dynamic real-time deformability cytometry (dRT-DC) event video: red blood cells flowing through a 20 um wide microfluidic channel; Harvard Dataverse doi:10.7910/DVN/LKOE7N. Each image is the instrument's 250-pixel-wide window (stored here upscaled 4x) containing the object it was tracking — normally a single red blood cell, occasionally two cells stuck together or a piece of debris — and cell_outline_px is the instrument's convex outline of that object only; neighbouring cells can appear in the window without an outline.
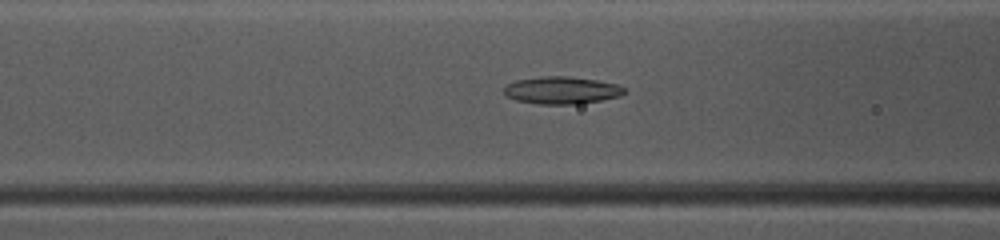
{"species": "common noctule bat (a hibernating species)", "species_latin": "Nyctalus noctula", "temperature_condition": "warm", "stored_images_in_passage": 35, "camera_frame_rate_fps": 3000, "um_per_image_px": 0.085, "animal": {"sex": "female", "body_mass_g": 10.0, "forearm_length_mm": 53.1}, "frame": {"image": 1, "passage_image": 6, "time_ms": 1.667, "image_size_px": [1000, 240], "cell_outline_px": [[628, 92], [620, 96], [580, 104], [536, 104], [516, 100], [508, 96], [504, 92], [504, 88], [508, 84], [516, 80], [540, 76], [568, 76], [596, 80], [616, 84], [624, 88]], "centroid_in_image_um": [47.75, 7.67], "position_along_channel_um": 118.8, "area_um2": 19.19}}
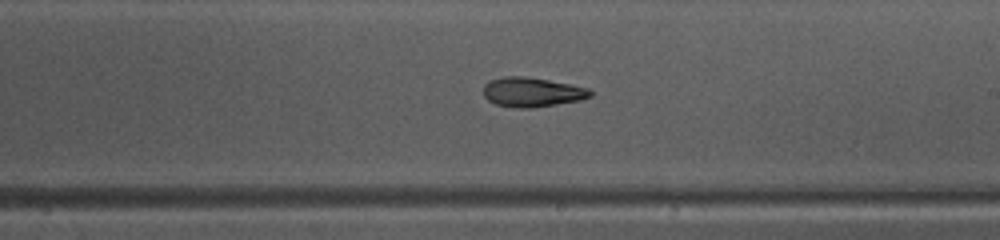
{"frame": {"image": 2, "passage_image": 15, "time_ms": 4.667, "image_size_px": [1000, 240], "cell_outline_px": [[592, 96], [580, 100], [532, 108], [520, 108], [496, 104], [488, 100], [484, 96], [484, 84], [492, 80], [504, 76], [524, 76], [548, 80], [588, 88], [592, 92]], "centroid_in_image_um": [45.22, 7.83], "position_along_channel_um": 243.8, "area_um2": 18.15}}
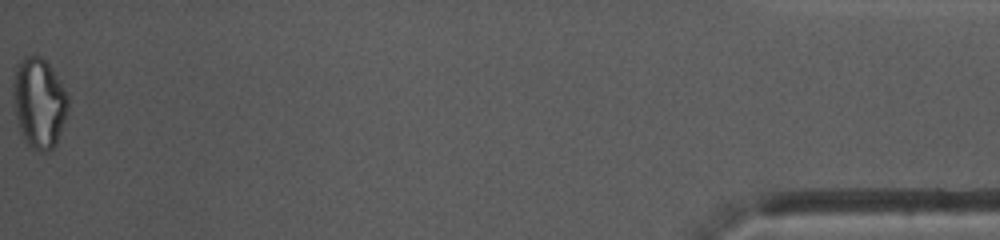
{"frame": {"image": 3, "passage_image": 35, "time_ms": 11.333, "image_size_px": [1000, 240], "cell_outline_px": [[68, 108], [56, 144], [48, 152], [40, 152], [32, 148], [28, 144], [20, 132], [12, 100], [12, 84], [16, 68], [20, 60], [24, 56], [40, 56], [48, 64], [56, 76], [68, 96]], "centroid_in_image_um": [3.29, 8.76], "position_along_channel_um": 431.9, "area_um2": 28.67}, "authors_computed_cell_mechanics": {"area_um2": 19.1896, "velocity_mm_per_s": 4.1535, "shape_relaxation_time_tau1_ms": null, "shape_relaxation_time_tau2_ms": 7.0218, "deformation_change_tau1": null, "deformation_change_tau2": 0.1514}}